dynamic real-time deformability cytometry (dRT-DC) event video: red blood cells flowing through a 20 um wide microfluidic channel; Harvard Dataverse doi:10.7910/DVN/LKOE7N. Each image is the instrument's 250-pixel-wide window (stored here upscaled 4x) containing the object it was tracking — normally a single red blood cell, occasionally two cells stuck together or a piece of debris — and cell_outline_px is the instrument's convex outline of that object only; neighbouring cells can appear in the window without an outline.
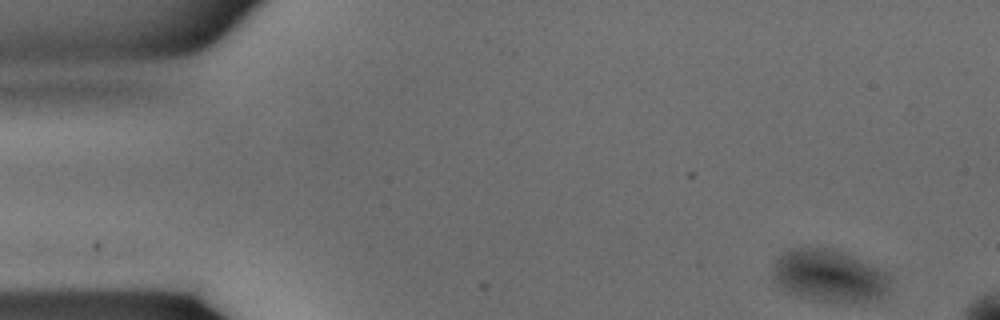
{"species": "common noctule bat (a hibernating species)", "species_latin": "Nyctalus noctula", "temperature_condition": "warm", "stored_images_in_passage": 9, "camera_frame_rate_fps": 3000, "um_per_image_px": 0.085, "animal": {"sex": "male", "body_mass_g": 15.6}, "frame": {"image": 1, "passage_image": 1, "time_ms": 0.0, "image_size_px": [1000, 320], "cell_outline_px": [[888, 292], [876, 300], [864, 304], [832, 304], [812, 300], [788, 292], [776, 280], [772, 268], [776, 260], [788, 248], [824, 248], [844, 252], [884, 272], [888, 276]], "centroid_in_image_um": [70.5, 23.5], "position_along_channel_um": 14.5, "area_um2": 35.89}}